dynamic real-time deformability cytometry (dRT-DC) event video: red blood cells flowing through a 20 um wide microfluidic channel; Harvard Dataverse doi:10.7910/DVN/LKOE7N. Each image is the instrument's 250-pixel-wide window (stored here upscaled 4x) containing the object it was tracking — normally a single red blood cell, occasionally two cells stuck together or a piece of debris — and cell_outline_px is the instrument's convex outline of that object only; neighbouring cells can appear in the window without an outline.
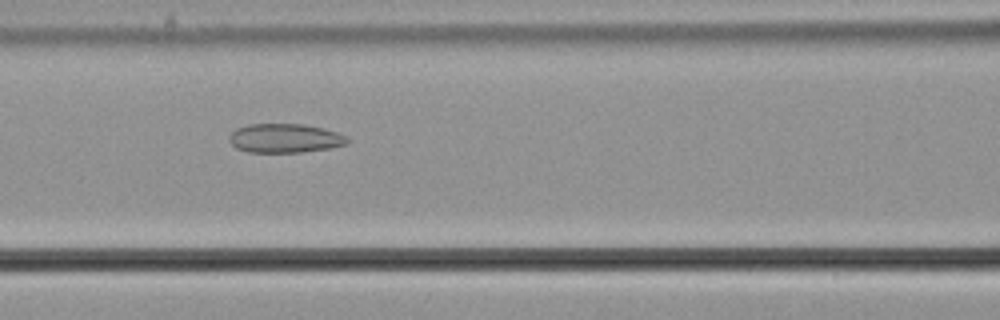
{"species": "common noctule bat (a hibernating species)", "species_latin": "Nyctalus noctula", "temperature_condition": "cold", "stored_images_in_passage": 55, "camera_frame_rate_fps": 3000, "um_per_image_px": 0.085, "animal": {"sex": "male", "body_mass_g": 21.5, "forearm_length_mm": 52.0}, "frame": {"image": 1, "passage_image": 24, "time_ms": 7.667, "image_size_px": [1000, 320], "cell_outline_px": [[348, 144], [332, 148], [300, 152], [248, 152], [236, 148], [228, 140], [228, 136], [236, 128], [248, 124], [304, 124], [324, 128], [336, 132], [344, 136], [348, 140]], "centroid_in_image_um": [24.19, 11.75], "position_along_channel_um": 142.4, "area_um2": 20.06}}
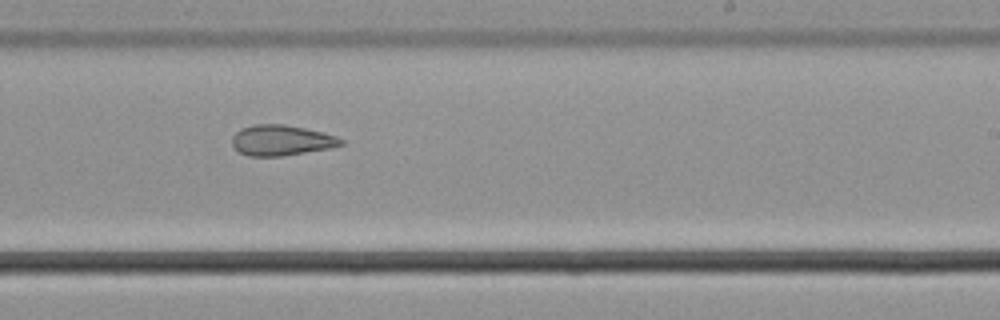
{"frame": {"image": 2, "passage_image": 34, "time_ms": 11.0, "image_size_px": [1000, 320], "cell_outline_px": [[344, 144], [332, 148], [280, 156], [248, 156], [240, 152], [232, 144], [232, 136], [240, 128], [252, 124], [284, 124], [304, 128], [336, 136], [344, 140]], "centroid_in_image_um": [23.9, 11.92], "position_along_channel_um": 265.1, "area_um2": 19.36}}
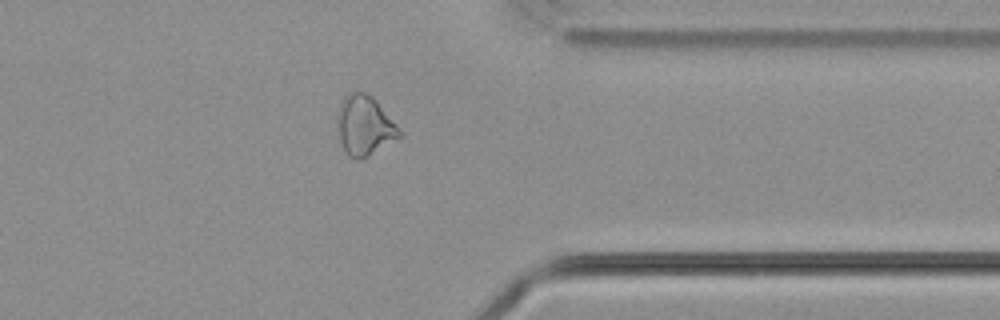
{"frame": {"image": 3, "passage_image": 44, "time_ms": 14.333, "image_size_px": [1000, 320], "cell_outline_px": [[404, 136], [356, 160], [348, 156], [340, 140], [336, 124], [336, 112], [344, 96], [348, 92], [356, 88], [372, 96], [376, 100], [404, 132]], "centroid_in_image_um": [30.98, 10.61], "position_along_channel_um": 380.4, "area_um2": 21.96}, "authors_computed_cell_mechanics": {"area_um2": 23.1778, "velocity_mm_per_s": 3.6959, "shape_relaxation_time_tau1_ms": null, "shape_relaxation_time_tau2_ms": 7.5854, "deformation_change_tau1": null, "deformation_change_tau2": 0.1698}}